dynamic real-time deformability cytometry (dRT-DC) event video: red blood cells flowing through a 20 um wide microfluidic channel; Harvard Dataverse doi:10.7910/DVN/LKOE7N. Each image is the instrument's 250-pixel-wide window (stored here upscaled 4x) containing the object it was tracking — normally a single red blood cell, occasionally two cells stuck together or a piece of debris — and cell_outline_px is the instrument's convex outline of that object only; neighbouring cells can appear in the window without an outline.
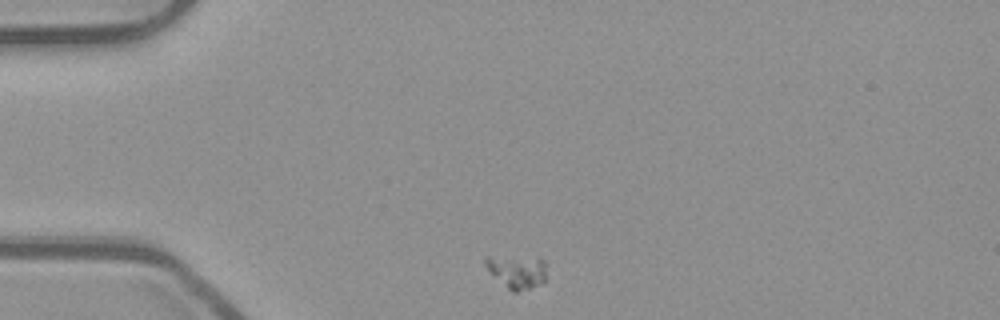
{"species": "common noctule bat (a hibernating species)", "species_latin": "Nyctalus noctula", "temperature_condition": "room temperature", "stored_images_in_passage": 36, "camera_frame_rate_fps": 3000, "um_per_image_px": 0.085, "animal": {"sex": "male", "body_mass_g": 23.1, "forearm_length_mm": 52.7}, "frame": {"image": 1, "passage_image": 1, "time_ms": 0.0, "image_size_px": [1000, 320], "cell_outline_px": [[548, 280], [532, 288], [516, 292], [512, 292], [484, 264], [484, 256], [488, 256], [544, 260], [548, 264]], "centroid_in_image_um": [44.05, 23.11], "position_along_channel_um": 41.0, "area_um2": 11.68}}
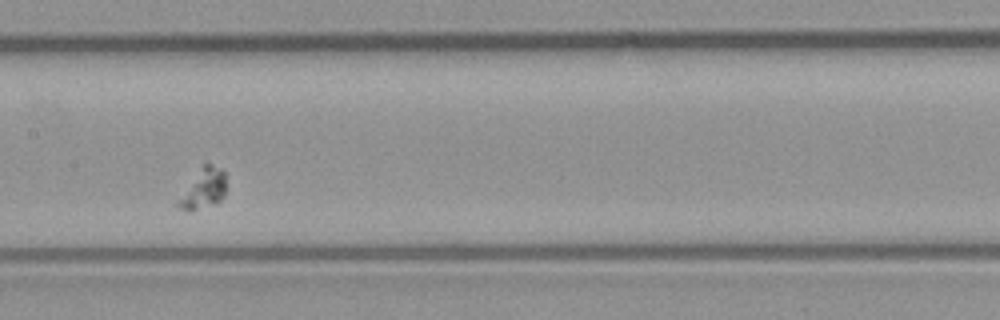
{"frame": {"image": 2, "passage_image": 16, "time_ms": 5.0, "image_size_px": [1000, 320], "cell_outline_px": [[224, 196], [216, 204], [188, 212], [176, 208], [176, 200], [204, 164], [212, 164], [220, 168], [224, 172]], "centroid_in_image_um": [17.24, 16.11], "position_along_channel_um": 190.2, "area_um2": 11.04}}
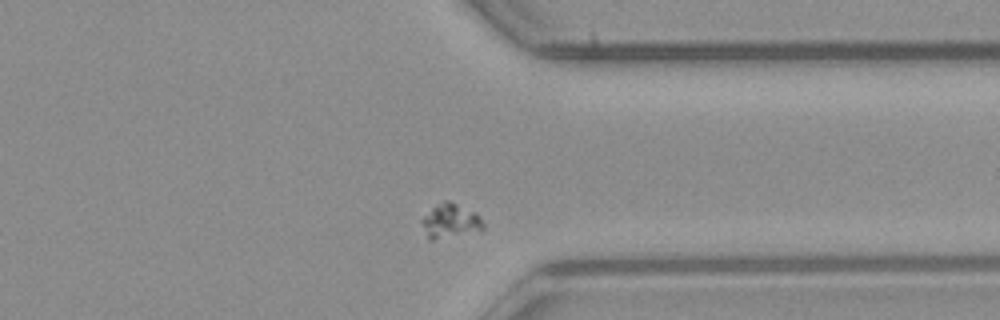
{"frame": {"image": 3, "passage_image": 31, "time_ms": 10.0, "image_size_px": [1000, 320], "cell_outline_px": [[484, 228], [432, 240], [428, 240], [420, 220], [432, 208], [448, 200], [476, 212], [480, 216], [484, 224]], "centroid_in_image_um": [38.26, 18.77], "position_along_channel_um": 373.1, "area_um2": 11.79}}